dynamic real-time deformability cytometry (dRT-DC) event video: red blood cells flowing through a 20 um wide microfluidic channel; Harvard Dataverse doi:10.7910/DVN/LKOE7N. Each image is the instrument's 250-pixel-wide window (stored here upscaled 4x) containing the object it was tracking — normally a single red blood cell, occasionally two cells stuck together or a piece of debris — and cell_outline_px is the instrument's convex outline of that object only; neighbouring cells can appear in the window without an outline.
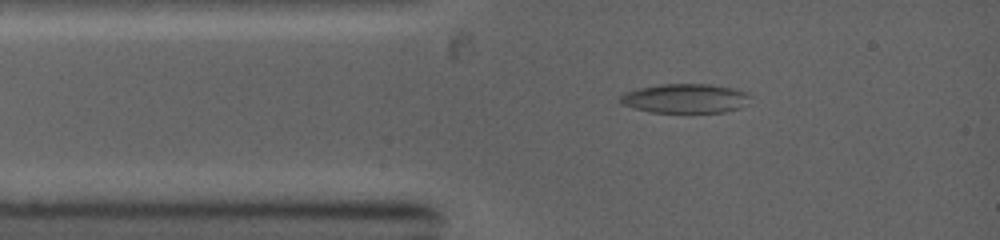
{"species": "common noctule bat (a hibernating species)", "species_latin": "Nyctalus noctula", "temperature_condition": "warm", "stored_images_in_passage": 45, "camera_frame_rate_fps": 5000, "um_per_image_px": 0.085, "animal": {"sex": "female", "body_mass_g": 19.0, "forearm_length_mm": 53.3}, "frame": {"image": 1, "passage_image": 5, "time_ms": 1.2, "image_size_px": [1000, 240], "cell_outline_px": [[752, 96], [740, 108], [724, 112], [648, 112], [620, 104], [616, 100], [624, 92], [640, 88], [660, 84], [708, 84], [732, 88], [748, 92]], "centroid_in_image_um": [58.2, 8.36], "position_along_channel_um": 26.8, "area_um2": 22.31}}
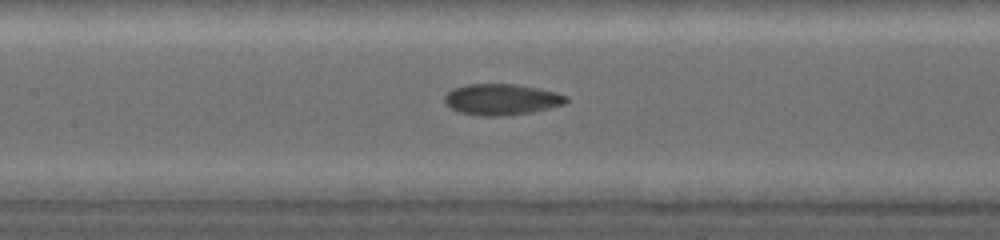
{"frame": {"image": 2, "passage_image": 17, "time_ms": 4.6, "image_size_px": [1000, 240], "cell_outline_px": [[568, 100], [564, 104], [532, 112], [504, 116], [480, 116], [460, 112], [444, 104], [444, 96], [452, 88], [468, 84], [516, 84], [556, 92], [568, 96]], "centroid_in_image_um": [42.61, 8.45], "position_along_channel_um": 164.8, "area_um2": 22.08}}
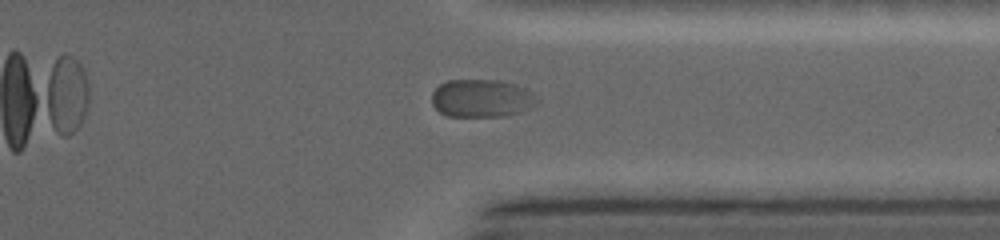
{"frame": {"image": 3, "passage_image": 34, "time_ms": 9.2, "image_size_px": [1000, 240], "cell_outline_px": [[540, 100], [536, 104], [520, 112], [508, 116], [448, 116], [440, 112], [432, 104], [432, 92], [440, 84], [448, 80], [500, 80], [516, 84], [528, 88]], "centroid_in_image_um": [40.97, 8.35], "position_along_channel_um": 370.4, "area_um2": 23.47}}